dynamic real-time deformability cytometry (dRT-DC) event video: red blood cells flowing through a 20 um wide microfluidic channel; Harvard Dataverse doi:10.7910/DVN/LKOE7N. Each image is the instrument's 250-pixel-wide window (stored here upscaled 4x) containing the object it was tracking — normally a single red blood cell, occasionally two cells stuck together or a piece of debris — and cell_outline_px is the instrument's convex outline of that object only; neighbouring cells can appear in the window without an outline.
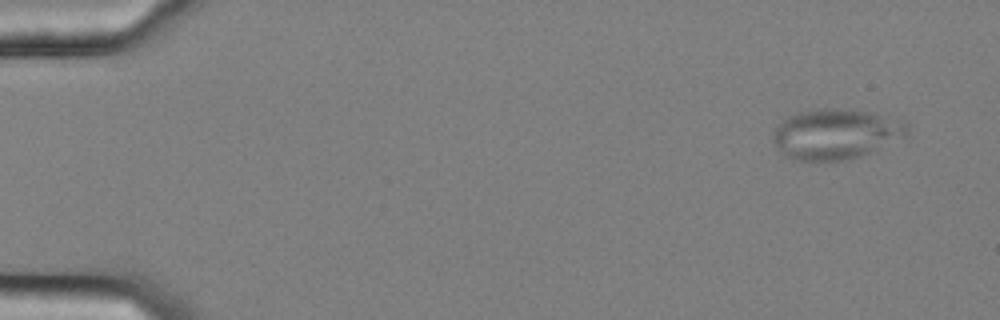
{"species": "common noctule bat (a hibernating species)", "species_latin": "Nyctalus noctula", "temperature_condition": "cold", "stored_images_in_passage": 3, "camera_frame_rate_fps": 3000, "um_per_image_px": 0.085, "animal": {"sex": "female", "body_mass_g": 25.1}, "frame": {"image": 1, "passage_image": 2, "time_ms": 0.333, "image_size_px": [1000, 320], "cell_outline_px": [[908, 132], [904, 136], [860, 156], [844, 160], [796, 160], [784, 156], [776, 148], [772, 140], [772, 132], [776, 124], [784, 116], [796, 112], [816, 108], [856, 108], [872, 112], [900, 120], [908, 124]], "centroid_in_image_um": [70.94, 11.35], "position_along_channel_um": 14.1, "area_um2": 39.82}}